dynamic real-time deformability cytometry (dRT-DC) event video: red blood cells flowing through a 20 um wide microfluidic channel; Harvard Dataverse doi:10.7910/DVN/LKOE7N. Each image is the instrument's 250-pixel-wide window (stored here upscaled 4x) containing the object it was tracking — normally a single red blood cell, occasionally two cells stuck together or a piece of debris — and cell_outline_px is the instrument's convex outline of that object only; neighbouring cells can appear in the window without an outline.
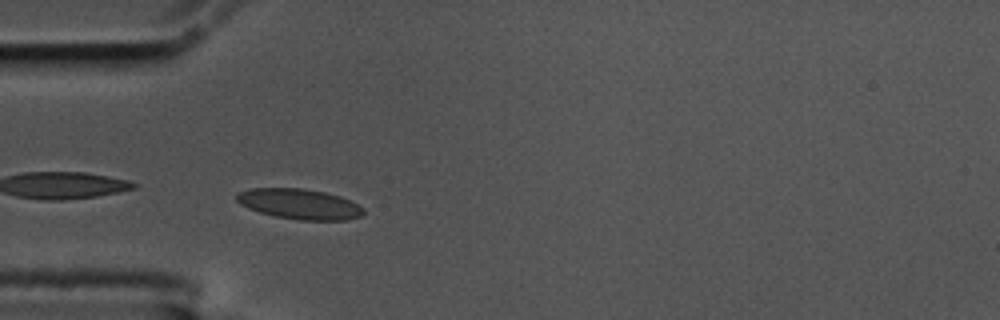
{"species": "common noctule bat (a hibernating species)", "species_latin": "Nyctalus noctula", "temperature_condition": "cold", "stored_images_in_passage": 43, "camera_frame_rate_fps": 3000, "um_per_image_px": 0.085, "animal": {"sex": "male", "body_mass_g": 17.5, "forearm_length_mm": 52.3}, "frame": {"image": 1, "passage_image": 1, "time_ms": 0.0, "image_size_px": [1000, 320], "cell_outline_px": [[364, 212], [360, 216], [348, 220], [300, 220], [276, 216], [260, 212], [248, 208], [240, 204], [236, 200], [236, 196], [240, 192], [252, 188], [300, 188], [324, 192], [340, 196], [364, 208]], "centroid_in_image_um": [25.45, 17.34], "position_along_channel_um": 59.5, "area_um2": 22.2}}
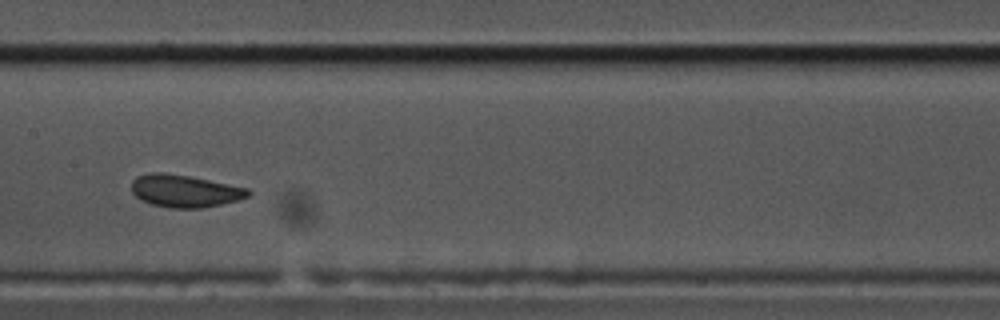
{"frame": {"image": 2, "passage_image": 13, "time_ms": 4.0, "image_size_px": [1000, 320], "cell_outline_px": [[252, 192], [248, 196], [236, 200], [204, 208], [172, 208], [152, 204], [136, 196], [132, 192], [132, 180], [136, 176], [148, 172], [164, 172], [192, 176], [248, 188]], "centroid_in_image_um": [15.69, 16.21], "position_along_channel_um": 191.7, "area_um2": 22.08}}
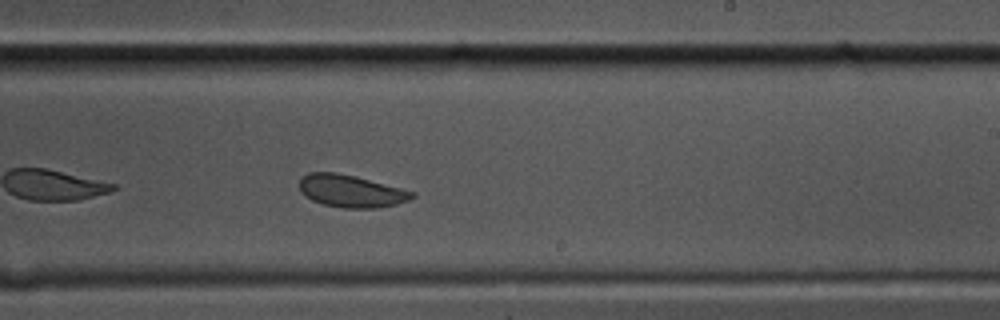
{"frame": {"image": 3, "passage_image": 19, "time_ms": 6.0, "image_size_px": [1000, 320], "cell_outline_px": [[416, 196], [408, 200], [396, 204], [376, 208], [344, 208], [324, 204], [312, 200], [304, 196], [300, 192], [300, 176], [308, 172], [336, 172], [356, 176], [416, 192]], "centroid_in_image_um": [29.82, 16.23], "position_along_channel_um": 259.2, "area_um2": 21.39}, "authors_computed_cell_mechanics": {"area_um2": 22.1952, "velocity_mm_per_s": 3.3843, "shape_relaxation_time_tau1_ms": 5.0993, "shape_relaxation_time_tau2_ms": null, "deformation_change_tau1": 0.0952, "deformation_change_tau2": null}}